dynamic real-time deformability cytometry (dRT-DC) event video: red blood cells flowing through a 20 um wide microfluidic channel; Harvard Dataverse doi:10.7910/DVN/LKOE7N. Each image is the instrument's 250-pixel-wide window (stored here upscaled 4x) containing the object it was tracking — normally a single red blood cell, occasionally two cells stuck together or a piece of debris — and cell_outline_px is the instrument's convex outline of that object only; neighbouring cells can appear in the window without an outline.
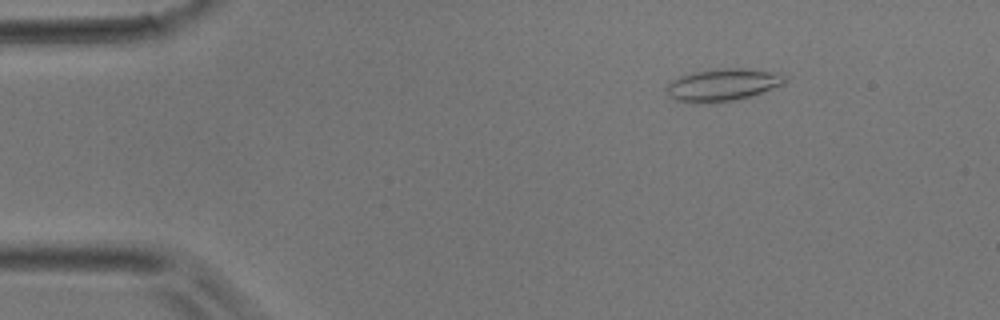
{"species": "common noctule bat (a hibernating species)", "species_latin": "Nyctalus noctula", "temperature_condition": "room temperature", "stored_images_in_passage": 45, "camera_frame_rate_fps": 3000, "um_per_image_px": 0.085, "animal": {"sex": "male", "body_mass_g": 17.9}, "frame": {"image": 1, "passage_image": 6, "time_ms": 1.667, "image_size_px": [1000, 320], "cell_outline_px": [[784, 84], [748, 96], [716, 104], [696, 104], [676, 100], [668, 96], [664, 88], [672, 80], [680, 76], [692, 72], [712, 68], [744, 68], [780, 72], [784, 76]], "centroid_in_image_um": [61.35, 7.21], "position_along_channel_um": 23.6, "area_um2": 22.66}}
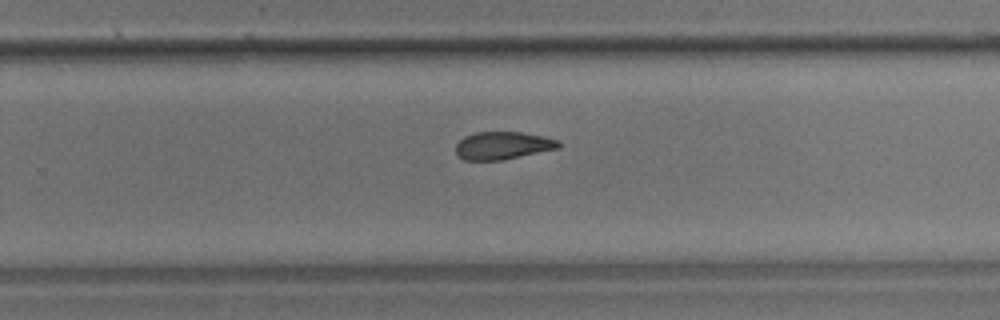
{"frame": {"image": 2, "passage_image": 28, "time_ms": 9.0, "image_size_px": [1000, 320], "cell_outline_px": [[560, 148], [504, 160], [464, 160], [456, 156], [456, 144], [464, 136], [476, 132], [520, 132], [544, 136], [560, 140]], "centroid_in_image_um": [42.74, 12.37], "position_along_channel_um": 287.1, "area_um2": 16.82}}
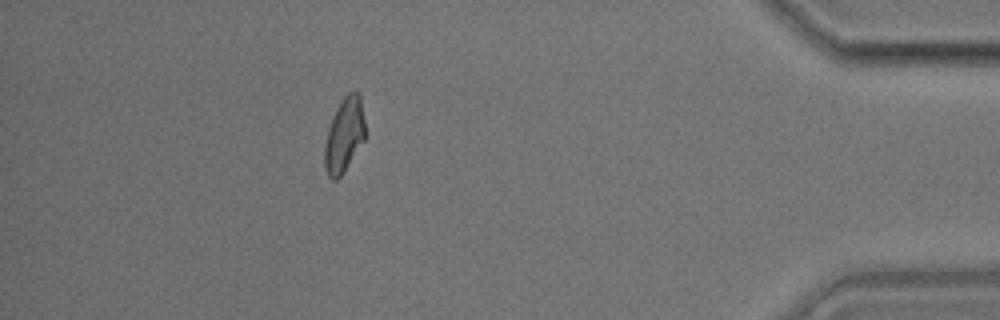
{"frame": {"image": 3, "passage_image": 39, "time_ms": 12.667, "image_size_px": [1000, 320], "cell_outline_px": [[364, 140], [340, 176], [336, 180], [332, 180], [328, 176], [324, 168], [324, 144], [328, 128], [336, 108], [344, 96], [348, 92], [356, 88], [360, 92], [364, 120]], "centroid_in_image_um": [29.25, 11.43], "position_along_channel_um": 406.0, "area_um2": 17.63}}